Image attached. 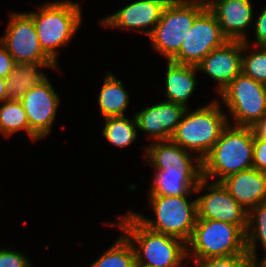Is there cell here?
Masks as SVG:
<instances>
[{
	"label": "cell",
	"mask_w": 266,
	"mask_h": 267,
	"mask_svg": "<svg viewBox=\"0 0 266 267\" xmlns=\"http://www.w3.org/2000/svg\"><path fill=\"white\" fill-rule=\"evenodd\" d=\"M186 107L166 100L152 104L134 113L138 131L153 141L170 140L180 123Z\"/></svg>",
	"instance_id": "2e32d148"
},
{
	"label": "cell",
	"mask_w": 266,
	"mask_h": 267,
	"mask_svg": "<svg viewBox=\"0 0 266 267\" xmlns=\"http://www.w3.org/2000/svg\"><path fill=\"white\" fill-rule=\"evenodd\" d=\"M219 96L230 114L228 124L251 127L266 115V85L242 72Z\"/></svg>",
	"instance_id": "9c48e42d"
},
{
	"label": "cell",
	"mask_w": 266,
	"mask_h": 267,
	"mask_svg": "<svg viewBox=\"0 0 266 267\" xmlns=\"http://www.w3.org/2000/svg\"><path fill=\"white\" fill-rule=\"evenodd\" d=\"M205 190V193L202 191ZM198 219L228 222L247 230L248 211L228 192L221 182L202 179L196 188Z\"/></svg>",
	"instance_id": "7c38bea8"
},
{
	"label": "cell",
	"mask_w": 266,
	"mask_h": 267,
	"mask_svg": "<svg viewBox=\"0 0 266 267\" xmlns=\"http://www.w3.org/2000/svg\"><path fill=\"white\" fill-rule=\"evenodd\" d=\"M49 78L32 87L20 100L29 122V139L37 142L47 137L54 125L61 104Z\"/></svg>",
	"instance_id": "4fadbf2b"
},
{
	"label": "cell",
	"mask_w": 266,
	"mask_h": 267,
	"mask_svg": "<svg viewBox=\"0 0 266 267\" xmlns=\"http://www.w3.org/2000/svg\"><path fill=\"white\" fill-rule=\"evenodd\" d=\"M253 168L266 173V140L254 139Z\"/></svg>",
	"instance_id": "f546056e"
},
{
	"label": "cell",
	"mask_w": 266,
	"mask_h": 267,
	"mask_svg": "<svg viewBox=\"0 0 266 267\" xmlns=\"http://www.w3.org/2000/svg\"><path fill=\"white\" fill-rule=\"evenodd\" d=\"M130 102V94L124 87L122 80L108 71L97 97L100 115L103 118L125 116Z\"/></svg>",
	"instance_id": "44dd1931"
},
{
	"label": "cell",
	"mask_w": 266,
	"mask_h": 267,
	"mask_svg": "<svg viewBox=\"0 0 266 267\" xmlns=\"http://www.w3.org/2000/svg\"><path fill=\"white\" fill-rule=\"evenodd\" d=\"M133 267H147V266H144V265H141V264L135 262V264L133 265Z\"/></svg>",
	"instance_id": "e575fe53"
},
{
	"label": "cell",
	"mask_w": 266,
	"mask_h": 267,
	"mask_svg": "<svg viewBox=\"0 0 266 267\" xmlns=\"http://www.w3.org/2000/svg\"><path fill=\"white\" fill-rule=\"evenodd\" d=\"M143 152L145 163L154 169L147 195L182 196L196 194L203 179L202 160L170 140L153 141Z\"/></svg>",
	"instance_id": "6da1fadb"
},
{
	"label": "cell",
	"mask_w": 266,
	"mask_h": 267,
	"mask_svg": "<svg viewBox=\"0 0 266 267\" xmlns=\"http://www.w3.org/2000/svg\"><path fill=\"white\" fill-rule=\"evenodd\" d=\"M21 131H25L29 137V122L22 102L6 100L0 103L1 137L7 139Z\"/></svg>",
	"instance_id": "d4e9b609"
},
{
	"label": "cell",
	"mask_w": 266,
	"mask_h": 267,
	"mask_svg": "<svg viewBox=\"0 0 266 267\" xmlns=\"http://www.w3.org/2000/svg\"><path fill=\"white\" fill-rule=\"evenodd\" d=\"M261 251H264V257L262 256L260 259L258 257L254 258L252 260V267H266V248Z\"/></svg>",
	"instance_id": "836d02e7"
},
{
	"label": "cell",
	"mask_w": 266,
	"mask_h": 267,
	"mask_svg": "<svg viewBox=\"0 0 266 267\" xmlns=\"http://www.w3.org/2000/svg\"><path fill=\"white\" fill-rule=\"evenodd\" d=\"M242 53L241 72L266 85V49L242 41Z\"/></svg>",
	"instance_id": "484cf974"
},
{
	"label": "cell",
	"mask_w": 266,
	"mask_h": 267,
	"mask_svg": "<svg viewBox=\"0 0 266 267\" xmlns=\"http://www.w3.org/2000/svg\"><path fill=\"white\" fill-rule=\"evenodd\" d=\"M248 254L245 232L228 222L197 219L192 236L187 242L188 260Z\"/></svg>",
	"instance_id": "ba28073f"
},
{
	"label": "cell",
	"mask_w": 266,
	"mask_h": 267,
	"mask_svg": "<svg viewBox=\"0 0 266 267\" xmlns=\"http://www.w3.org/2000/svg\"><path fill=\"white\" fill-rule=\"evenodd\" d=\"M254 139L266 140V115L251 127Z\"/></svg>",
	"instance_id": "1f68e13d"
},
{
	"label": "cell",
	"mask_w": 266,
	"mask_h": 267,
	"mask_svg": "<svg viewBox=\"0 0 266 267\" xmlns=\"http://www.w3.org/2000/svg\"><path fill=\"white\" fill-rule=\"evenodd\" d=\"M136 254L132 243L122 233L104 253L88 267H133Z\"/></svg>",
	"instance_id": "cb8c5ba5"
},
{
	"label": "cell",
	"mask_w": 266,
	"mask_h": 267,
	"mask_svg": "<svg viewBox=\"0 0 266 267\" xmlns=\"http://www.w3.org/2000/svg\"><path fill=\"white\" fill-rule=\"evenodd\" d=\"M14 59L0 41V77L7 78L14 66Z\"/></svg>",
	"instance_id": "4dcf8cb0"
},
{
	"label": "cell",
	"mask_w": 266,
	"mask_h": 267,
	"mask_svg": "<svg viewBox=\"0 0 266 267\" xmlns=\"http://www.w3.org/2000/svg\"><path fill=\"white\" fill-rule=\"evenodd\" d=\"M246 252L253 260L258 255V244L266 248V201L248 211L247 230L245 232Z\"/></svg>",
	"instance_id": "603a6c76"
},
{
	"label": "cell",
	"mask_w": 266,
	"mask_h": 267,
	"mask_svg": "<svg viewBox=\"0 0 266 267\" xmlns=\"http://www.w3.org/2000/svg\"><path fill=\"white\" fill-rule=\"evenodd\" d=\"M206 3L229 40L250 43L247 31L252 28L255 18L251 0H206Z\"/></svg>",
	"instance_id": "e0dca14e"
},
{
	"label": "cell",
	"mask_w": 266,
	"mask_h": 267,
	"mask_svg": "<svg viewBox=\"0 0 266 267\" xmlns=\"http://www.w3.org/2000/svg\"><path fill=\"white\" fill-rule=\"evenodd\" d=\"M170 0H136L118 11L102 17L99 21L104 29L136 31L150 36L160 20L163 9Z\"/></svg>",
	"instance_id": "5bb4252c"
},
{
	"label": "cell",
	"mask_w": 266,
	"mask_h": 267,
	"mask_svg": "<svg viewBox=\"0 0 266 267\" xmlns=\"http://www.w3.org/2000/svg\"><path fill=\"white\" fill-rule=\"evenodd\" d=\"M193 267H252V259L248 254L210 257L197 260H188Z\"/></svg>",
	"instance_id": "4316f807"
},
{
	"label": "cell",
	"mask_w": 266,
	"mask_h": 267,
	"mask_svg": "<svg viewBox=\"0 0 266 267\" xmlns=\"http://www.w3.org/2000/svg\"><path fill=\"white\" fill-rule=\"evenodd\" d=\"M221 183L247 211L266 201V173L253 167L230 175Z\"/></svg>",
	"instance_id": "ac0fdd59"
},
{
	"label": "cell",
	"mask_w": 266,
	"mask_h": 267,
	"mask_svg": "<svg viewBox=\"0 0 266 267\" xmlns=\"http://www.w3.org/2000/svg\"><path fill=\"white\" fill-rule=\"evenodd\" d=\"M147 196V201L155 214L153 219L133 210L132 214L147 228L187 243L198 219L197 197L189 200L192 195Z\"/></svg>",
	"instance_id": "8992f818"
},
{
	"label": "cell",
	"mask_w": 266,
	"mask_h": 267,
	"mask_svg": "<svg viewBox=\"0 0 266 267\" xmlns=\"http://www.w3.org/2000/svg\"><path fill=\"white\" fill-rule=\"evenodd\" d=\"M117 221H106L105 225L119 228L132 243L136 262L147 267H186L187 243L176 237L155 232L144 226L128 210L117 215Z\"/></svg>",
	"instance_id": "7a4b0ae2"
},
{
	"label": "cell",
	"mask_w": 266,
	"mask_h": 267,
	"mask_svg": "<svg viewBox=\"0 0 266 267\" xmlns=\"http://www.w3.org/2000/svg\"><path fill=\"white\" fill-rule=\"evenodd\" d=\"M242 41L228 40L223 46L213 49L196 66L215 81L216 94L223 90L241 73Z\"/></svg>",
	"instance_id": "9a60e30c"
},
{
	"label": "cell",
	"mask_w": 266,
	"mask_h": 267,
	"mask_svg": "<svg viewBox=\"0 0 266 267\" xmlns=\"http://www.w3.org/2000/svg\"><path fill=\"white\" fill-rule=\"evenodd\" d=\"M7 100V85L6 79L0 77V103Z\"/></svg>",
	"instance_id": "d6a6232c"
},
{
	"label": "cell",
	"mask_w": 266,
	"mask_h": 267,
	"mask_svg": "<svg viewBox=\"0 0 266 267\" xmlns=\"http://www.w3.org/2000/svg\"><path fill=\"white\" fill-rule=\"evenodd\" d=\"M221 105L216 98L195 110L187 108L171 140L203 160L228 125V111Z\"/></svg>",
	"instance_id": "5b68a950"
},
{
	"label": "cell",
	"mask_w": 266,
	"mask_h": 267,
	"mask_svg": "<svg viewBox=\"0 0 266 267\" xmlns=\"http://www.w3.org/2000/svg\"><path fill=\"white\" fill-rule=\"evenodd\" d=\"M228 40L221 31L215 14L207 6L195 18L180 51L170 61L197 65L213 49L223 46Z\"/></svg>",
	"instance_id": "30bf717a"
},
{
	"label": "cell",
	"mask_w": 266,
	"mask_h": 267,
	"mask_svg": "<svg viewBox=\"0 0 266 267\" xmlns=\"http://www.w3.org/2000/svg\"><path fill=\"white\" fill-rule=\"evenodd\" d=\"M206 7V0H170L148 37L152 50L170 61L180 51L195 18Z\"/></svg>",
	"instance_id": "52a82bcc"
},
{
	"label": "cell",
	"mask_w": 266,
	"mask_h": 267,
	"mask_svg": "<svg viewBox=\"0 0 266 267\" xmlns=\"http://www.w3.org/2000/svg\"><path fill=\"white\" fill-rule=\"evenodd\" d=\"M165 81H164V100L184 105L190 108L189 100L197 87L198 68L196 65L178 64L167 61Z\"/></svg>",
	"instance_id": "d6986e66"
},
{
	"label": "cell",
	"mask_w": 266,
	"mask_h": 267,
	"mask_svg": "<svg viewBox=\"0 0 266 267\" xmlns=\"http://www.w3.org/2000/svg\"><path fill=\"white\" fill-rule=\"evenodd\" d=\"M266 5V4H265ZM261 12L254 18L252 26V32L254 31V41L248 43L257 47H263L266 45V6H263Z\"/></svg>",
	"instance_id": "f1b7e54d"
},
{
	"label": "cell",
	"mask_w": 266,
	"mask_h": 267,
	"mask_svg": "<svg viewBox=\"0 0 266 267\" xmlns=\"http://www.w3.org/2000/svg\"><path fill=\"white\" fill-rule=\"evenodd\" d=\"M0 38L15 62H54L42 49L33 18L26 12L11 11Z\"/></svg>",
	"instance_id": "8fae6325"
},
{
	"label": "cell",
	"mask_w": 266,
	"mask_h": 267,
	"mask_svg": "<svg viewBox=\"0 0 266 267\" xmlns=\"http://www.w3.org/2000/svg\"><path fill=\"white\" fill-rule=\"evenodd\" d=\"M37 7V10L27 13L33 18L43 51L59 66V48L70 44L84 21L81 4L72 0H56Z\"/></svg>",
	"instance_id": "3957f363"
},
{
	"label": "cell",
	"mask_w": 266,
	"mask_h": 267,
	"mask_svg": "<svg viewBox=\"0 0 266 267\" xmlns=\"http://www.w3.org/2000/svg\"><path fill=\"white\" fill-rule=\"evenodd\" d=\"M104 126L102 136L111 145L119 148L130 146L139 136L136 118L133 114L132 120L127 116H116L103 118Z\"/></svg>",
	"instance_id": "7402d4cb"
},
{
	"label": "cell",
	"mask_w": 266,
	"mask_h": 267,
	"mask_svg": "<svg viewBox=\"0 0 266 267\" xmlns=\"http://www.w3.org/2000/svg\"><path fill=\"white\" fill-rule=\"evenodd\" d=\"M253 147L254 136L250 127L228 124L202 160L203 178L221 182L230 175L252 168Z\"/></svg>",
	"instance_id": "277c9868"
},
{
	"label": "cell",
	"mask_w": 266,
	"mask_h": 267,
	"mask_svg": "<svg viewBox=\"0 0 266 267\" xmlns=\"http://www.w3.org/2000/svg\"><path fill=\"white\" fill-rule=\"evenodd\" d=\"M31 264L25 253L17 251L13 247L0 249V267H29Z\"/></svg>",
	"instance_id": "83f0119b"
},
{
	"label": "cell",
	"mask_w": 266,
	"mask_h": 267,
	"mask_svg": "<svg viewBox=\"0 0 266 267\" xmlns=\"http://www.w3.org/2000/svg\"><path fill=\"white\" fill-rule=\"evenodd\" d=\"M55 62H15L12 71L6 78L7 100H21L29 89L39 85L48 78L42 69L60 71Z\"/></svg>",
	"instance_id": "ffe728a7"
}]
</instances>
